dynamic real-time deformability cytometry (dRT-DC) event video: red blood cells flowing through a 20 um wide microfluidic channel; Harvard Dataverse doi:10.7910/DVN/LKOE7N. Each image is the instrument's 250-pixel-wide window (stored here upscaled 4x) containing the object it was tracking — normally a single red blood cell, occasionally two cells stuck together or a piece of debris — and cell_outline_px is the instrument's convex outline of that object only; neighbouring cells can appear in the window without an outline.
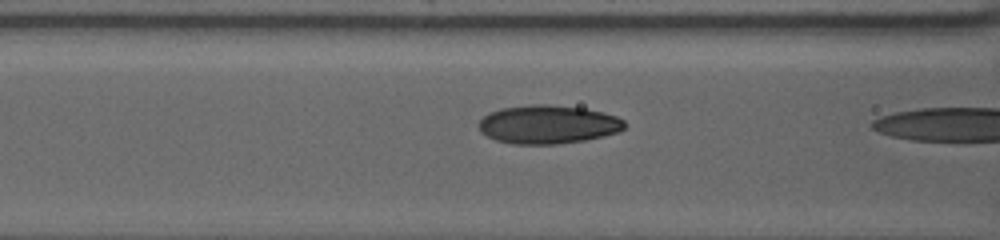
{"species": "human", "species_latin": "Homo sapiens", "temperature_condition": "warm", "stored_images_in_passage": 8, "segment_of_instrument_passage": [2, 2], "camera_frame_rate_fps": 3000, "um_per_image_px": 0.085, "donor": {"sex": "female"}, "frame": {"image": 1, "passage_image": 7, "time_ms": 3.333, "image_size_px": [1000, 240], "cell_outline_px": [[624, 128], [616, 132], [604, 136], [584, 140], [556, 144], [512, 144], [496, 140], [480, 132], [480, 120], [488, 112], [500, 108], [532, 104], [544, 104], [584, 108], [604, 112], [616, 116], [624, 120]], "centroid_in_image_um": [46.56, 10.57], "position_along_channel_um": 120.0, "area_um2": 32.71}}